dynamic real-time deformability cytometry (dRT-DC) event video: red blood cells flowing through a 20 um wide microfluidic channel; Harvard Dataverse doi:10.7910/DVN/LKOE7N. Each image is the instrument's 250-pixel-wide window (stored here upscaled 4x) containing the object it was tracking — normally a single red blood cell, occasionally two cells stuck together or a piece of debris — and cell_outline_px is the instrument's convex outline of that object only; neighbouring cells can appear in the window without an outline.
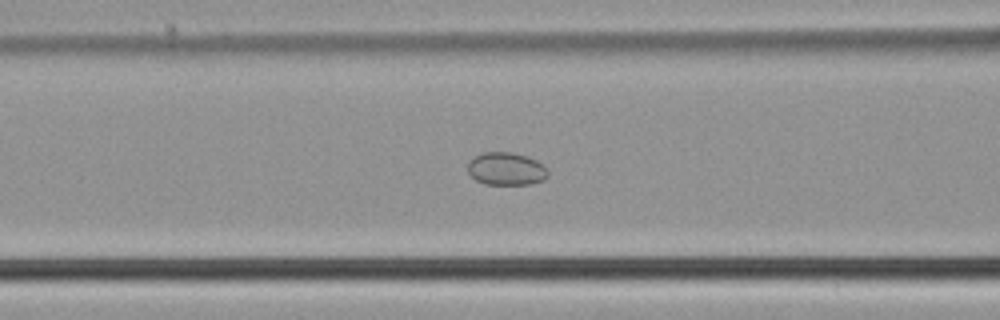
{"species": "common noctule bat (a hibernating species)", "species_latin": "Nyctalus noctula", "temperature_condition": "cold", "stored_images_in_passage": 54, "camera_frame_rate_fps": 3000, "um_per_image_px": 0.085, "animal": {"sex": "male", "body_mass_g": 21.5, "forearm_length_mm": 52.0}, "frame": {"image": 1, "passage_image": 22, "time_ms": 7.0, "image_size_px": [1000, 320], "cell_outline_px": [[548, 176], [544, 180], [532, 184], [484, 184], [476, 180], [468, 172], [468, 164], [472, 156], [484, 152], [512, 152], [528, 156], [544, 164], [548, 168]], "centroid_in_image_um": [43.05, 14.34], "position_along_channel_um": 123.5, "area_um2": 15.61}}
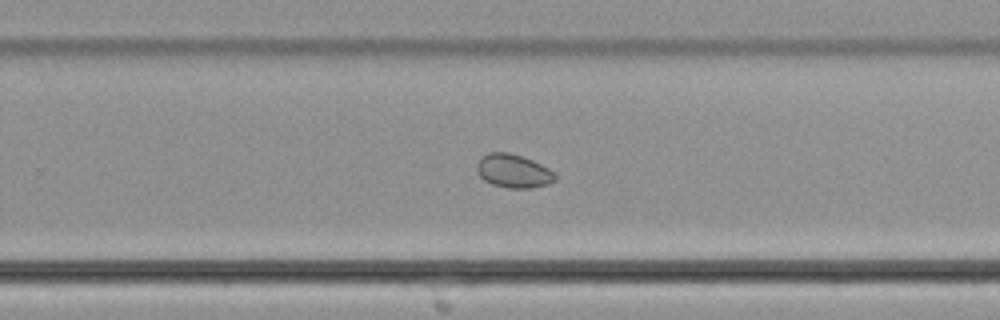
{"frame": {"image": 2, "passage_image": 35, "time_ms": 11.333, "image_size_px": [1000, 320], "cell_outline_px": [[556, 180], [548, 184], [532, 188], [508, 188], [492, 184], [484, 180], [476, 172], [476, 164], [488, 152], [508, 152], [532, 160], [548, 168], [556, 176]], "centroid_in_image_um": [43.62, 14.55], "position_along_channel_um": 286.2, "area_um2": 15.2}}
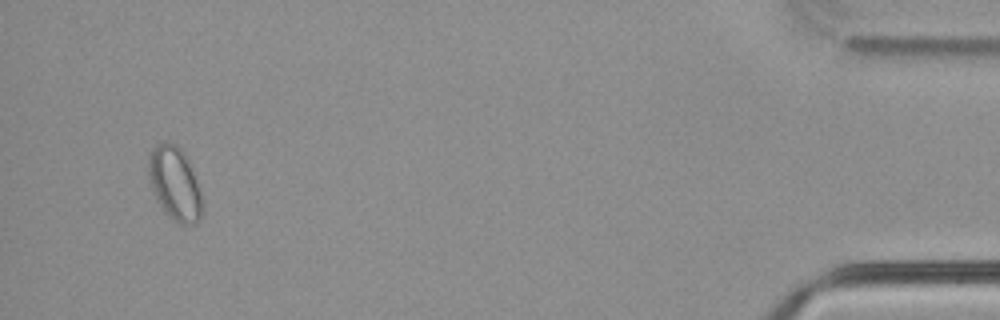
{"frame": {"image": 3, "passage_image": 52, "time_ms": 17.0, "image_size_px": [1000, 320], "cell_outline_px": [[204, 212], [200, 220], [196, 224], [180, 224], [168, 216], [164, 212], [156, 200], [148, 172], [148, 156], [152, 148], [156, 144], [164, 140], [176, 144], [184, 152], [188, 160], [196, 180], [200, 192]], "centroid_in_image_um": [14.86, 15.6], "position_along_channel_um": 420.3, "area_um2": 23.24}, "authors_computed_cell_mechanics": {"area_um2": 18.9006, "velocity_mm_per_s": 3.7561, "shape_relaxation_time_tau1_ms": null, "shape_relaxation_time_tau2_ms": 11.0867, "deformation_change_tau1": null, "deformation_change_tau2": 0.0623}}